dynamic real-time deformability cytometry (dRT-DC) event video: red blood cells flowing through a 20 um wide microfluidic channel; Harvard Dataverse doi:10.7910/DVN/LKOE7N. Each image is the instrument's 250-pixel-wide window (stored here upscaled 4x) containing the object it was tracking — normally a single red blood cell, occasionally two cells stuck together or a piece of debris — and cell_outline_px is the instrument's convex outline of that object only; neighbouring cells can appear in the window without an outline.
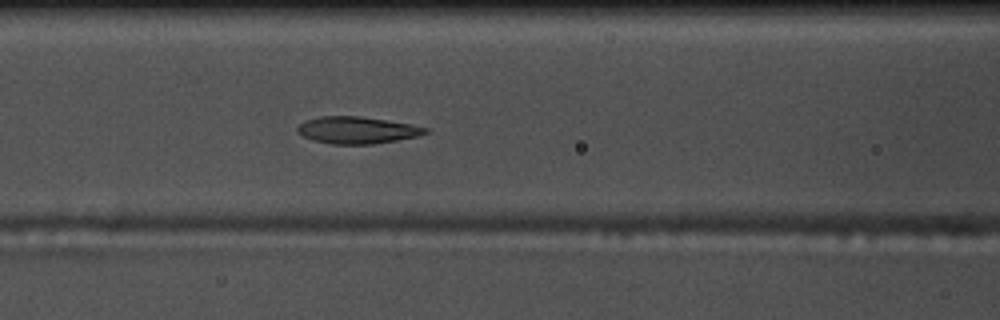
{"species": "common noctule bat (a hibernating species)", "species_latin": "Nyctalus noctula", "temperature_condition": "warm", "stored_images_in_passage": 55, "camera_frame_rate_fps": 3000, "um_per_image_px": 0.085, "animal": {"sex": "male", "body_mass_g": 17.5, "forearm_length_mm": 52.3}, "frame": {"image": 1, "passage_image": 22, "time_ms": 7.0, "image_size_px": [1000, 320], "cell_outline_px": [[428, 132], [416, 136], [396, 140], [372, 144], [332, 144], [312, 140], [296, 132], [296, 128], [304, 120], [320, 116], [360, 116], [408, 124], [428, 128]], "centroid_in_image_um": [30.28, 11.06], "position_along_channel_um": 136.3, "area_um2": 19.88}}
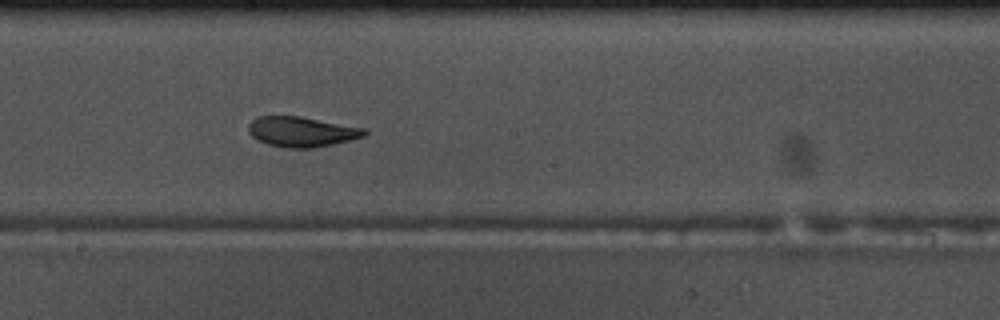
{"frame": {"image": 2, "passage_image": 29, "time_ms": 9.333, "image_size_px": [1000, 320], "cell_outline_px": [[368, 132], [364, 136], [352, 140], [312, 148], [288, 148], [268, 144], [256, 140], [248, 132], [248, 124], [256, 116], [300, 116], [368, 128]], "centroid_in_image_um": [25.66, 11.19], "position_along_channel_um": 222.5, "area_um2": 20.63}}
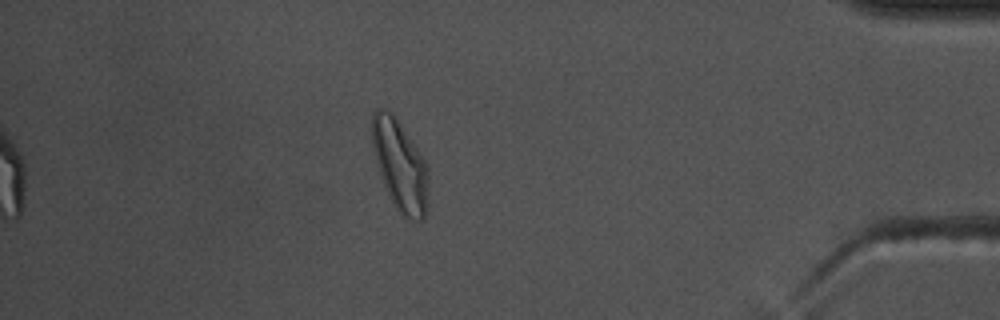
{"frame": {"image": 3, "passage_image": 47, "time_ms": 15.333, "image_size_px": [1000, 320], "cell_outline_px": [[428, 212], [420, 220], [412, 220], [404, 216], [392, 204], [388, 196], [372, 148], [372, 116], [376, 108], [388, 108], [392, 112], [424, 160], [428, 168]], "centroid_in_image_um": [34.0, 14.08], "position_along_channel_um": 401.2, "area_um2": 29.71}, "authors_computed_cell_mechanics": {"area_um2": 21.9062, "velocity_mm_per_s": 3.7193, "shape_relaxation_time_tau1_ms": 6.3536, "shape_relaxation_time_tau2_ms": 1.98, "deformation_change_tau1": 0.2056, "deformation_change_tau2": 0.0892}}